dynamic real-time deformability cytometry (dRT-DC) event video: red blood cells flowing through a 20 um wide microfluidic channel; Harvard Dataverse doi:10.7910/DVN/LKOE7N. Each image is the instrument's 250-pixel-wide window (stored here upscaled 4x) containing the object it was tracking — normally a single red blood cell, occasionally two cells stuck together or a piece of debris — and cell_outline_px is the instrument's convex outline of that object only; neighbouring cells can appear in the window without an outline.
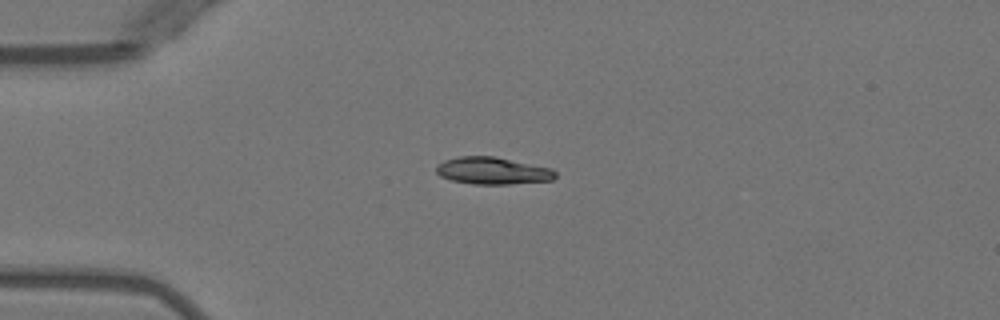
{"species": "Egyptian fruit bat (a non-hibernating species)", "species_latin": "Rousettus aegyptiacus", "temperature_condition": "warm", "stored_images_in_passage": 4, "camera_frame_rate_fps": 3000, "um_per_image_px": 0.085, "animal": {"sex": "female"}, "frame": {"image": 1, "passage_image": 2, "time_ms": 1.333, "image_size_px": [1000, 320], "cell_outline_px": [[556, 176], [552, 180], [508, 184], [472, 184], [452, 180], [440, 176], [436, 172], [436, 164], [444, 160], [460, 156], [496, 156], [552, 168], [556, 172]], "centroid_in_image_um": [41.86, 14.5], "position_along_channel_um": 43.1, "area_um2": 18.96}}
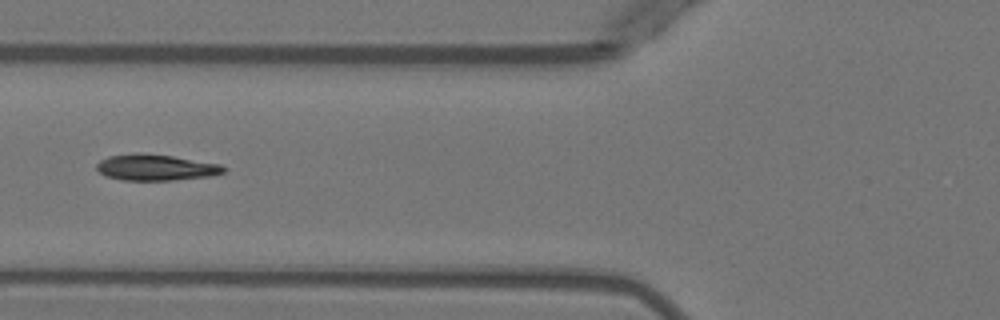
{"frame": {"image": 2, "passage_image": 4, "time_ms": 3.667, "image_size_px": [1000, 320], "cell_outline_px": [[228, 168], [224, 172], [212, 176], [172, 180], [124, 180], [104, 176], [96, 168], [96, 164], [100, 160], [108, 156], [136, 152], [140, 152], [172, 156], [220, 164]], "centroid_in_image_um": [13.23, 14.22], "position_along_channel_um": 112.6, "area_um2": 19.48}}